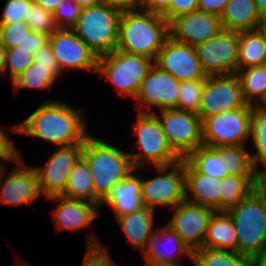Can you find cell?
I'll list each match as a JSON object with an SVG mask.
<instances>
[{
    "label": "cell",
    "mask_w": 266,
    "mask_h": 266,
    "mask_svg": "<svg viewBox=\"0 0 266 266\" xmlns=\"http://www.w3.org/2000/svg\"><path fill=\"white\" fill-rule=\"evenodd\" d=\"M84 119L81 112L66 103L46 100L10 132L41 138L59 147L84 144L89 136Z\"/></svg>",
    "instance_id": "6da1fadb"
},
{
    "label": "cell",
    "mask_w": 266,
    "mask_h": 266,
    "mask_svg": "<svg viewBox=\"0 0 266 266\" xmlns=\"http://www.w3.org/2000/svg\"><path fill=\"white\" fill-rule=\"evenodd\" d=\"M169 36L170 23L162 15L143 10L122 11L116 49L155 60Z\"/></svg>",
    "instance_id": "7a4b0ae2"
},
{
    "label": "cell",
    "mask_w": 266,
    "mask_h": 266,
    "mask_svg": "<svg viewBox=\"0 0 266 266\" xmlns=\"http://www.w3.org/2000/svg\"><path fill=\"white\" fill-rule=\"evenodd\" d=\"M82 158L92 173L94 203L98 205L115 184L135 169L129 152L122 151L90 134L84 141Z\"/></svg>",
    "instance_id": "3957f363"
},
{
    "label": "cell",
    "mask_w": 266,
    "mask_h": 266,
    "mask_svg": "<svg viewBox=\"0 0 266 266\" xmlns=\"http://www.w3.org/2000/svg\"><path fill=\"white\" fill-rule=\"evenodd\" d=\"M121 14V10L102 1L83 8L71 29L97 57H101L116 50Z\"/></svg>",
    "instance_id": "277c9868"
},
{
    "label": "cell",
    "mask_w": 266,
    "mask_h": 266,
    "mask_svg": "<svg viewBox=\"0 0 266 266\" xmlns=\"http://www.w3.org/2000/svg\"><path fill=\"white\" fill-rule=\"evenodd\" d=\"M227 213L236 227L237 253L253 259L266 252V214L258 196L252 191Z\"/></svg>",
    "instance_id": "5b68a950"
},
{
    "label": "cell",
    "mask_w": 266,
    "mask_h": 266,
    "mask_svg": "<svg viewBox=\"0 0 266 266\" xmlns=\"http://www.w3.org/2000/svg\"><path fill=\"white\" fill-rule=\"evenodd\" d=\"M134 134L137 135L138 147L141 151L130 153V159L135 169L145 165L153 167L170 166L181 158L169 146L161 124L155 114L143 108L139 109L137 122L134 125Z\"/></svg>",
    "instance_id": "8992f818"
},
{
    "label": "cell",
    "mask_w": 266,
    "mask_h": 266,
    "mask_svg": "<svg viewBox=\"0 0 266 266\" xmlns=\"http://www.w3.org/2000/svg\"><path fill=\"white\" fill-rule=\"evenodd\" d=\"M154 60L141 55H133L114 50L98 57L97 72L118 88L120 94L135 96Z\"/></svg>",
    "instance_id": "52a82bcc"
},
{
    "label": "cell",
    "mask_w": 266,
    "mask_h": 266,
    "mask_svg": "<svg viewBox=\"0 0 266 266\" xmlns=\"http://www.w3.org/2000/svg\"><path fill=\"white\" fill-rule=\"evenodd\" d=\"M254 106L232 109L206 117L202 121L203 145L245 146L250 137L251 114Z\"/></svg>",
    "instance_id": "ba28073f"
},
{
    "label": "cell",
    "mask_w": 266,
    "mask_h": 266,
    "mask_svg": "<svg viewBox=\"0 0 266 266\" xmlns=\"http://www.w3.org/2000/svg\"><path fill=\"white\" fill-rule=\"evenodd\" d=\"M156 116L169 146L181 159L203 144L202 120L198 114L172 108L160 110V116Z\"/></svg>",
    "instance_id": "9c48e42d"
},
{
    "label": "cell",
    "mask_w": 266,
    "mask_h": 266,
    "mask_svg": "<svg viewBox=\"0 0 266 266\" xmlns=\"http://www.w3.org/2000/svg\"><path fill=\"white\" fill-rule=\"evenodd\" d=\"M160 174L149 180L142 178L141 198L144 207L157 205L172 208L186 200L185 158L170 166L155 167ZM171 168L168 173L166 170ZM167 173V174H164Z\"/></svg>",
    "instance_id": "30bf717a"
},
{
    "label": "cell",
    "mask_w": 266,
    "mask_h": 266,
    "mask_svg": "<svg viewBox=\"0 0 266 266\" xmlns=\"http://www.w3.org/2000/svg\"><path fill=\"white\" fill-rule=\"evenodd\" d=\"M246 105L241 90L238 75H209L204 79L199 117L223 113L232 109L243 108Z\"/></svg>",
    "instance_id": "8fae6325"
},
{
    "label": "cell",
    "mask_w": 266,
    "mask_h": 266,
    "mask_svg": "<svg viewBox=\"0 0 266 266\" xmlns=\"http://www.w3.org/2000/svg\"><path fill=\"white\" fill-rule=\"evenodd\" d=\"M204 73L230 75L237 73L238 32L223 30L195 47Z\"/></svg>",
    "instance_id": "7c38bea8"
},
{
    "label": "cell",
    "mask_w": 266,
    "mask_h": 266,
    "mask_svg": "<svg viewBox=\"0 0 266 266\" xmlns=\"http://www.w3.org/2000/svg\"><path fill=\"white\" fill-rule=\"evenodd\" d=\"M84 144L61 146L51 155L44 168L35 166L41 193L46 198L61 196L66 189L68 176L82 157Z\"/></svg>",
    "instance_id": "4fadbf2b"
},
{
    "label": "cell",
    "mask_w": 266,
    "mask_h": 266,
    "mask_svg": "<svg viewBox=\"0 0 266 266\" xmlns=\"http://www.w3.org/2000/svg\"><path fill=\"white\" fill-rule=\"evenodd\" d=\"M154 64L171 74L177 81L205 79L195 47L169 36L159 50Z\"/></svg>",
    "instance_id": "5bb4252c"
},
{
    "label": "cell",
    "mask_w": 266,
    "mask_h": 266,
    "mask_svg": "<svg viewBox=\"0 0 266 266\" xmlns=\"http://www.w3.org/2000/svg\"><path fill=\"white\" fill-rule=\"evenodd\" d=\"M48 43L60 70H92L97 72V55L75 34L72 29L59 28Z\"/></svg>",
    "instance_id": "9a60e30c"
},
{
    "label": "cell",
    "mask_w": 266,
    "mask_h": 266,
    "mask_svg": "<svg viewBox=\"0 0 266 266\" xmlns=\"http://www.w3.org/2000/svg\"><path fill=\"white\" fill-rule=\"evenodd\" d=\"M173 208L174 215L167 225L193 251L202 248L206 229L214 210L186 200Z\"/></svg>",
    "instance_id": "2e32d148"
},
{
    "label": "cell",
    "mask_w": 266,
    "mask_h": 266,
    "mask_svg": "<svg viewBox=\"0 0 266 266\" xmlns=\"http://www.w3.org/2000/svg\"><path fill=\"white\" fill-rule=\"evenodd\" d=\"M223 30L220 17L198 10L179 15L170 22V36L193 47L219 35Z\"/></svg>",
    "instance_id": "e0dca14e"
},
{
    "label": "cell",
    "mask_w": 266,
    "mask_h": 266,
    "mask_svg": "<svg viewBox=\"0 0 266 266\" xmlns=\"http://www.w3.org/2000/svg\"><path fill=\"white\" fill-rule=\"evenodd\" d=\"M180 81L168 72L160 70L155 64L148 70L135 96L150 111L151 106L160 110L177 107Z\"/></svg>",
    "instance_id": "ac0fdd59"
},
{
    "label": "cell",
    "mask_w": 266,
    "mask_h": 266,
    "mask_svg": "<svg viewBox=\"0 0 266 266\" xmlns=\"http://www.w3.org/2000/svg\"><path fill=\"white\" fill-rule=\"evenodd\" d=\"M10 172L5 181V168L0 164V202L11 205H20L34 201L42 195L36 170L33 167L23 166L22 160Z\"/></svg>",
    "instance_id": "d6986e66"
},
{
    "label": "cell",
    "mask_w": 266,
    "mask_h": 266,
    "mask_svg": "<svg viewBox=\"0 0 266 266\" xmlns=\"http://www.w3.org/2000/svg\"><path fill=\"white\" fill-rule=\"evenodd\" d=\"M174 254L177 256L180 254L193 260V250L180 239L169 225L166 224L164 228L155 229L143 251L145 266L181 265L176 261Z\"/></svg>",
    "instance_id": "ffe728a7"
},
{
    "label": "cell",
    "mask_w": 266,
    "mask_h": 266,
    "mask_svg": "<svg viewBox=\"0 0 266 266\" xmlns=\"http://www.w3.org/2000/svg\"><path fill=\"white\" fill-rule=\"evenodd\" d=\"M46 199L60 202L53 209L52 214L57 228L62 230L76 231L87 227L99 213L97 210L100 207L97 203L68 199L63 196H53Z\"/></svg>",
    "instance_id": "44dd1931"
},
{
    "label": "cell",
    "mask_w": 266,
    "mask_h": 266,
    "mask_svg": "<svg viewBox=\"0 0 266 266\" xmlns=\"http://www.w3.org/2000/svg\"><path fill=\"white\" fill-rule=\"evenodd\" d=\"M136 170L133 169L125 179L115 184L100 202L99 207L106 203L114 209L116 218L142 209V178L134 174Z\"/></svg>",
    "instance_id": "7402d4cb"
},
{
    "label": "cell",
    "mask_w": 266,
    "mask_h": 266,
    "mask_svg": "<svg viewBox=\"0 0 266 266\" xmlns=\"http://www.w3.org/2000/svg\"><path fill=\"white\" fill-rule=\"evenodd\" d=\"M185 176L186 201L220 211L221 180L199 173L186 159Z\"/></svg>",
    "instance_id": "603a6c76"
},
{
    "label": "cell",
    "mask_w": 266,
    "mask_h": 266,
    "mask_svg": "<svg viewBox=\"0 0 266 266\" xmlns=\"http://www.w3.org/2000/svg\"><path fill=\"white\" fill-rule=\"evenodd\" d=\"M202 247L237 252L236 227L227 211L213 212Z\"/></svg>",
    "instance_id": "cb8c5ba5"
},
{
    "label": "cell",
    "mask_w": 266,
    "mask_h": 266,
    "mask_svg": "<svg viewBox=\"0 0 266 266\" xmlns=\"http://www.w3.org/2000/svg\"><path fill=\"white\" fill-rule=\"evenodd\" d=\"M226 31H248L259 29L261 17L254 0H229L220 17Z\"/></svg>",
    "instance_id": "d4e9b609"
},
{
    "label": "cell",
    "mask_w": 266,
    "mask_h": 266,
    "mask_svg": "<svg viewBox=\"0 0 266 266\" xmlns=\"http://www.w3.org/2000/svg\"><path fill=\"white\" fill-rule=\"evenodd\" d=\"M154 210L153 208L143 207L136 212L117 218L129 242L142 252L155 232L153 226Z\"/></svg>",
    "instance_id": "484cf974"
},
{
    "label": "cell",
    "mask_w": 266,
    "mask_h": 266,
    "mask_svg": "<svg viewBox=\"0 0 266 266\" xmlns=\"http://www.w3.org/2000/svg\"><path fill=\"white\" fill-rule=\"evenodd\" d=\"M266 65V37L259 29L238 32L237 70Z\"/></svg>",
    "instance_id": "4316f807"
},
{
    "label": "cell",
    "mask_w": 266,
    "mask_h": 266,
    "mask_svg": "<svg viewBox=\"0 0 266 266\" xmlns=\"http://www.w3.org/2000/svg\"><path fill=\"white\" fill-rule=\"evenodd\" d=\"M236 74L240 79L245 103L260 107L266 99V65L247 67L237 70Z\"/></svg>",
    "instance_id": "83f0119b"
},
{
    "label": "cell",
    "mask_w": 266,
    "mask_h": 266,
    "mask_svg": "<svg viewBox=\"0 0 266 266\" xmlns=\"http://www.w3.org/2000/svg\"><path fill=\"white\" fill-rule=\"evenodd\" d=\"M259 175H227L221 179L220 211L236 206L253 191Z\"/></svg>",
    "instance_id": "f1b7e54d"
},
{
    "label": "cell",
    "mask_w": 266,
    "mask_h": 266,
    "mask_svg": "<svg viewBox=\"0 0 266 266\" xmlns=\"http://www.w3.org/2000/svg\"><path fill=\"white\" fill-rule=\"evenodd\" d=\"M246 146H217L212 147L222 159L223 173L227 175H260L253 166L250 152Z\"/></svg>",
    "instance_id": "f546056e"
},
{
    "label": "cell",
    "mask_w": 266,
    "mask_h": 266,
    "mask_svg": "<svg viewBox=\"0 0 266 266\" xmlns=\"http://www.w3.org/2000/svg\"><path fill=\"white\" fill-rule=\"evenodd\" d=\"M61 196L68 199L85 200L94 203L92 173L82 157L71 170L65 192Z\"/></svg>",
    "instance_id": "4dcf8cb0"
},
{
    "label": "cell",
    "mask_w": 266,
    "mask_h": 266,
    "mask_svg": "<svg viewBox=\"0 0 266 266\" xmlns=\"http://www.w3.org/2000/svg\"><path fill=\"white\" fill-rule=\"evenodd\" d=\"M61 73L60 67H42L33 62L11 83L15 92L24 87L44 90L51 88Z\"/></svg>",
    "instance_id": "1f68e13d"
},
{
    "label": "cell",
    "mask_w": 266,
    "mask_h": 266,
    "mask_svg": "<svg viewBox=\"0 0 266 266\" xmlns=\"http://www.w3.org/2000/svg\"><path fill=\"white\" fill-rule=\"evenodd\" d=\"M195 266H251V259L229 250L202 247L193 251Z\"/></svg>",
    "instance_id": "d6a6232c"
},
{
    "label": "cell",
    "mask_w": 266,
    "mask_h": 266,
    "mask_svg": "<svg viewBox=\"0 0 266 266\" xmlns=\"http://www.w3.org/2000/svg\"><path fill=\"white\" fill-rule=\"evenodd\" d=\"M249 137L256 148V153H250L252 164L260 173H266V110L261 107H253ZM258 164H262L265 171L259 170Z\"/></svg>",
    "instance_id": "836d02e7"
},
{
    "label": "cell",
    "mask_w": 266,
    "mask_h": 266,
    "mask_svg": "<svg viewBox=\"0 0 266 266\" xmlns=\"http://www.w3.org/2000/svg\"><path fill=\"white\" fill-rule=\"evenodd\" d=\"M199 173L222 179L227 176L223 173L222 159L218 153L209 146L201 145L185 158Z\"/></svg>",
    "instance_id": "e575fe53"
},
{
    "label": "cell",
    "mask_w": 266,
    "mask_h": 266,
    "mask_svg": "<svg viewBox=\"0 0 266 266\" xmlns=\"http://www.w3.org/2000/svg\"><path fill=\"white\" fill-rule=\"evenodd\" d=\"M204 79L180 81V92L176 109L199 113Z\"/></svg>",
    "instance_id": "d590c367"
},
{
    "label": "cell",
    "mask_w": 266,
    "mask_h": 266,
    "mask_svg": "<svg viewBox=\"0 0 266 266\" xmlns=\"http://www.w3.org/2000/svg\"><path fill=\"white\" fill-rule=\"evenodd\" d=\"M25 22L32 32L44 33L51 36L59 28L54 19V13L42 8L39 4L33 3L30 13Z\"/></svg>",
    "instance_id": "8d00e7d4"
},
{
    "label": "cell",
    "mask_w": 266,
    "mask_h": 266,
    "mask_svg": "<svg viewBox=\"0 0 266 266\" xmlns=\"http://www.w3.org/2000/svg\"><path fill=\"white\" fill-rule=\"evenodd\" d=\"M33 56L34 54L28 50L19 49V47L6 49L4 76L7 75V69L10 68V80L12 82L33 63Z\"/></svg>",
    "instance_id": "74e56055"
},
{
    "label": "cell",
    "mask_w": 266,
    "mask_h": 266,
    "mask_svg": "<svg viewBox=\"0 0 266 266\" xmlns=\"http://www.w3.org/2000/svg\"><path fill=\"white\" fill-rule=\"evenodd\" d=\"M31 32L26 22L0 24V43L6 49L17 47Z\"/></svg>",
    "instance_id": "f35d334b"
},
{
    "label": "cell",
    "mask_w": 266,
    "mask_h": 266,
    "mask_svg": "<svg viewBox=\"0 0 266 266\" xmlns=\"http://www.w3.org/2000/svg\"><path fill=\"white\" fill-rule=\"evenodd\" d=\"M34 0H7L0 19V24L25 22Z\"/></svg>",
    "instance_id": "ab89813d"
},
{
    "label": "cell",
    "mask_w": 266,
    "mask_h": 266,
    "mask_svg": "<svg viewBox=\"0 0 266 266\" xmlns=\"http://www.w3.org/2000/svg\"><path fill=\"white\" fill-rule=\"evenodd\" d=\"M93 238L88 239L87 251L81 266H117L102 243Z\"/></svg>",
    "instance_id": "60d3db41"
},
{
    "label": "cell",
    "mask_w": 266,
    "mask_h": 266,
    "mask_svg": "<svg viewBox=\"0 0 266 266\" xmlns=\"http://www.w3.org/2000/svg\"><path fill=\"white\" fill-rule=\"evenodd\" d=\"M82 8L74 0H64L57 5L54 13L58 28L71 29L78 21Z\"/></svg>",
    "instance_id": "b9f144b4"
},
{
    "label": "cell",
    "mask_w": 266,
    "mask_h": 266,
    "mask_svg": "<svg viewBox=\"0 0 266 266\" xmlns=\"http://www.w3.org/2000/svg\"><path fill=\"white\" fill-rule=\"evenodd\" d=\"M48 40L49 36L47 34L31 32L17 47H19V49L28 50V52L35 54L39 49L48 44Z\"/></svg>",
    "instance_id": "7bdbcfd3"
},
{
    "label": "cell",
    "mask_w": 266,
    "mask_h": 266,
    "mask_svg": "<svg viewBox=\"0 0 266 266\" xmlns=\"http://www.w3.org/2000/svg\"><path fill=\"white\" fill-rule=\"evenodd\" d=\"M20 150H16L14 144L9 140L7 135L4 134L0 127V158L6 161L13 160L19 163L22 159L20 157Z\"/></svg>",
    "instance_id": "ee69618b"
},
{
    "label": "cell",
    "mask_w": 266,
    "mask_h": 266,
    "mask_svg": "<svg viewBox=\"0 0 266 266\" xmlns=\"http://www.w3.org/2000/svg\"><path fill=\"white\" fill-rule=\"evenodd\" d=\"M171 0H143L142 10L162 15L170 23Z\"/></svg>",
    "instance_id": "f6af8a7d"
},
{
    "label": "cell",
    "mask_w": 266,
    "mask_h": 266,
    "mask_svg": "<svg viewBox=\"0 0 266 266\" xmlns=\"http://www.w3.org/2000/svg\"><path fill=\"white\" fill-rule=\"evenodd\" d=\"M198 0H171L170 22L179 15L197 11Z\"/></svg>",
    "instance_id": "bcb514c9"
},
{
    "label": "cell",
    "mask_w": 266,
    "mask_h": 266,
    "mask_svg": "<svg viewBox=\"0 0 266 266\" xmlns=\"http://www.w3.org/2000/svg\"><path fill=\"white\" fill-rule=\"evenodd\" d=\"M33 62L42 67H59L49 43L34 54Z\"/></svg>",
    "instance_id": "7dc6e473"
},
{
    "label": "cell",
    "mask_w": 266,
    "mask_h": 266,
    "mask_svg": "<svg viewBox=\"0 0 266 266\" xmlns=\"http://www.w3.org/2000/svg\"><path fill=\"white\" fill-rule=\"evenodd\" d=\"M229 0H198L197 10L221 17Z\"/></svg>",
    "instance_id": "c3c4849f"
},
{
    "label": "cell",
    "mask_w": 266,
    "mask_h": 266,
    "mask_svg": "<svg viewBox=\"0 0 266 266\" xmlns=\"http://www.w3.org/2000/svg\"><path fill=\"white\" fill-rule=\"evenodd\" d=\"M121 11L142 10L143 0H102Z\"/></svg>",
    "instance_id": "681fc988"
},
{
    "label": "cell",
    "mask_w": 266,
    "mask_h": 266,
    "mask_svg": "<svg viewBox=\"0 0 266 266\" xmlns=\"http://www.w3.org/2000/svg\"><path fill=\"white\" fill-rule=\"evenodd\" d=\"M253 192L260 199L264 212L266 214V174L261 173L253 185Z\"/></svg>",
    "instance_id": "f907efd6"
},
{
    "label": "cell",
    "mask_w": 266,
    "mask_h": 266,
    "mask_svg": "<svg viewBox=\"0 0 266 266\" xmlns=\"http://www.w3.org/2000/svg\"><path fill=\"white\" fill-rule=\"evenodd\" d=\"M64 0H34L35 3L39 4L45 10L54 12L57 5Z\"/></svg>",
    "instance_id": "816d5d0a"
},
{
    "label": "cell",
    "mask_w": 266,
    "mask_h": 266,
    "mask_svg": "<svg viewBox=\"0 0 266 266\" xmlns=\"http://www.w3.org/2000/svg\"><path fill=\"white\" fill-rule=\"evenodd\" d=\"M254 2L261 19L266 17V0H254Z\"/></svg>",
    "instance_id": "f5cc1de1"
},
{
    "label": "cell",
    "mask_w": 266,
    "mask_h": 266,
    "mask_svg": "<svg viewBox=\"0 0 266 266\" xmlns=\"http://www.w3.org/2000/svg\"><path fill=\"white\" fill-rule=\"evenodd\" d=\"M82 9L97 5L102 2V0H74Z\"/></svg>",
    "instance_id": "db71d44e"
},
{
    "label": "cell",
    "mask_w": 266,
    "mask_h": 266,
    "mask_svg": "<svg viewBox=\"0 0 266 266\" xmlns=\"http://www.w3.org/2000/svg\"><path fill=\"white\" fill-rule=\"evenodd\" d=\"M6 48L0 43V75L4 76Z\"/></svg>",
    "instance_id": "11a10c76"
},
{
    "label": "cell",
    "mask_w": 266,
    "mask_h": 266,
    "mask_svg": "<svg viewBox=\"0 0 266 266\" xmlns=\"http://www.w3.org/2000/svg\"><path fill=\"white\" fill-rule=\"evenodd\" d=\"M251 266H266V252L251 259Z\"/></svg>",
    "instance_id": "9f6ffc18"
},
{
    "label": "cell",
    "mask_w": 266,
    "mask_h": 266,
    "mask_svg": "<svg viewBox=\"0 0 266 266\" xmlns=\"http://www.w3.org/2000/svg\"><path fill=\"white\" fill-rule=\"evenodd\" d=\"M259 30L263 33V35L266 37V17L261 19Z\"/></svg>",
    "instance_id": "6f0895ef"
},
{
    "label": "cell",
    "mask_w": 266,
    "mask_h": 266,
    "mask_svg": "<svg viewBox=\"0 0 266 266\" xmlns=\"http://www.w3.org/2000/svg\"><path fill=\"white\" fill-rule=\"evenodd\" d=\"M17 266H27V264L23 261H19L16 263Z\"/></svg>",
    "instance_id": "680465c9"
},
{
    "label": "cell",
    "mask_w": 266,
    "mask_h": 266,
    "mask_svg": "<svg viewBox=\"0 0 266 266\" xmlns=\"http://www.w3.org/2000/svg\"><path fill=\"white\" fill-rule=\"evenodd\" d=\"M263 110H266V99L265 101L262 103V105L260 106Z\"/></svg>",
    "instance_id": "91938a15"
}]
</instances>
